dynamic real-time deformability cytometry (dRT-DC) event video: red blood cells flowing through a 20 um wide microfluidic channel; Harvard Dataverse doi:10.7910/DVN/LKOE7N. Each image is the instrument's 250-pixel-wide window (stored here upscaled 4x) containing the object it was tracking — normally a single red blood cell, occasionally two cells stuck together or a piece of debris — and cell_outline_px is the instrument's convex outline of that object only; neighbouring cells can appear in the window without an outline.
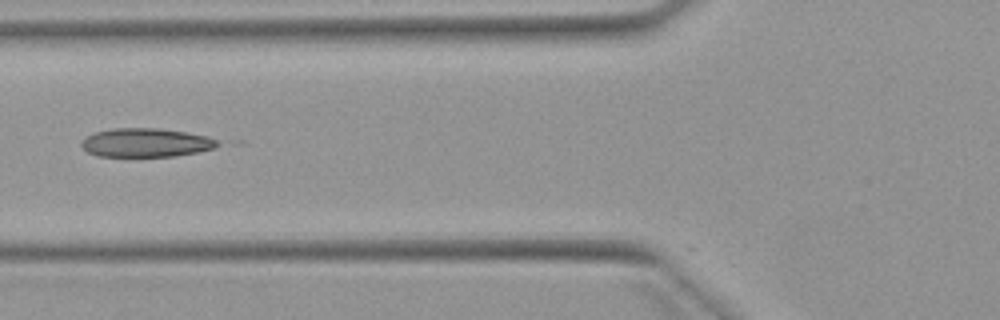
{"species": "Egyptian fruit bat (a non-hibernating species)", "species_latin": "Rousettus aegyptiacus", "temperature_condition": "warm", "stored_images_in_passage": 5, "camera_frame_rate_fps": 3000, "um_per_image_px": 0.085, "animal": {"sex": "female"}, "frame": {"image": 1, "passage_image": 5, "time_ms": 5.0, "image_size_px": [1000, 320], "cell_outline_px": [[244, 144], [200, 152], [176, 156], [96, 156], [88, 152], [80, 144], [84, 136], [96, 132], [112, 128], [160, 128], [244, 140]], "centroid_in_image_um": [12.94, 12.11], "position_along_channel_um": 112.9, "area_um2": 24.97}}